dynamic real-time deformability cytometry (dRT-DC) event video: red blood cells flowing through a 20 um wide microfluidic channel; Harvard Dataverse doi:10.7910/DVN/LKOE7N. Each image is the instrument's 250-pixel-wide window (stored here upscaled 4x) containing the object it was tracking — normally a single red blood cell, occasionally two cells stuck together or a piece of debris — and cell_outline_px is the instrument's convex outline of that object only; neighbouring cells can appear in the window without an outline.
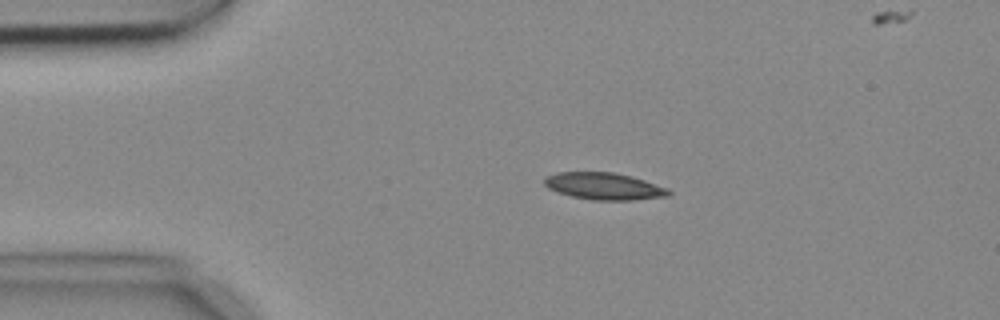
{"species": "common noctule bat (a hibernating species)", "species_latin": "Nyctalus noctula", "temperature_condition": "cold", "stored_images_in_passage": 2, "camera_frame_rate_fps": 3000, "um_per_image_px": 0.085, "animal": {"sex": "female", "body_mass_g": 18.4}, "frame": {"image": 1, "passage_image": 2, "time_ms": 0.333, "image_size_px": [1000, 320], "cell_outline_px": [[672, 192], [668, 196], [636, 200], [592, 200], [572, 196], [556, 192], [548, 188], [544, 184], [544, 176], [556, 172], [612, 172], [632, 176], [668, 188]], "centroid_in_image_um": [51.33, 15.82], "position_along_channel_um": 33.7, "area_um2": 19.71}}